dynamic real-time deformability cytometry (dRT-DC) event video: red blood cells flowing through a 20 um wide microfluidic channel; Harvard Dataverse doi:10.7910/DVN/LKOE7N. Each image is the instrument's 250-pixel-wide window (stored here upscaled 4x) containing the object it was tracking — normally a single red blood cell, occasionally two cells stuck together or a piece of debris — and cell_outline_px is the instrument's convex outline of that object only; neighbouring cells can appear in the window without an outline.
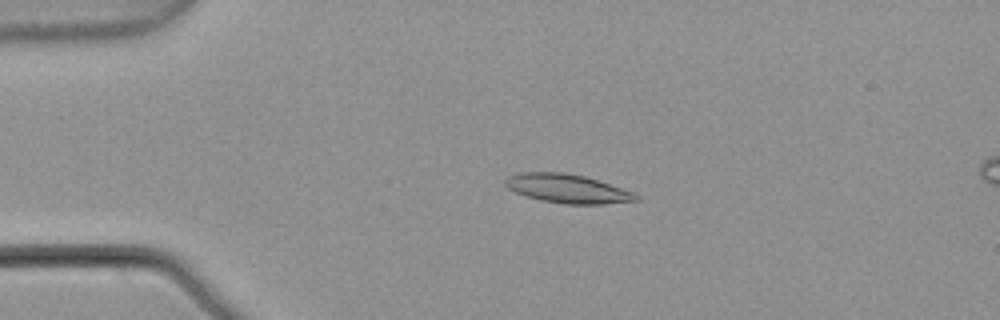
{"species": "common noctule bat (a hibernating species)", "species_latin": "Nyctalus noctula", "temperature_condition": "warm", "stored_images_in_passage": 4, "camera_frame_rate_fps": 3000, "um_per_image_px": 0.085, "animal": {"sex": "male", "body_mass_g": 21.5, "forearm_length_mm": 52.0}, "frame": {"image": 1, "passage_image": 3, "time_ms": 0.667, "image_size_px": [1000, 320], "cell_outline_px": [[640, 200], [604, 204], [568, 204], [540, 200], [516, 192], [508, 188], [504, 184], [504, 180], [508, 176], [520, 172], [564, 172], [584, 176], [632, 192], [640, 196]], "centroid_in_image_um": [48.2, 16.03], "position_along_channel_um": 36.8, "area_um2": 21.73}}